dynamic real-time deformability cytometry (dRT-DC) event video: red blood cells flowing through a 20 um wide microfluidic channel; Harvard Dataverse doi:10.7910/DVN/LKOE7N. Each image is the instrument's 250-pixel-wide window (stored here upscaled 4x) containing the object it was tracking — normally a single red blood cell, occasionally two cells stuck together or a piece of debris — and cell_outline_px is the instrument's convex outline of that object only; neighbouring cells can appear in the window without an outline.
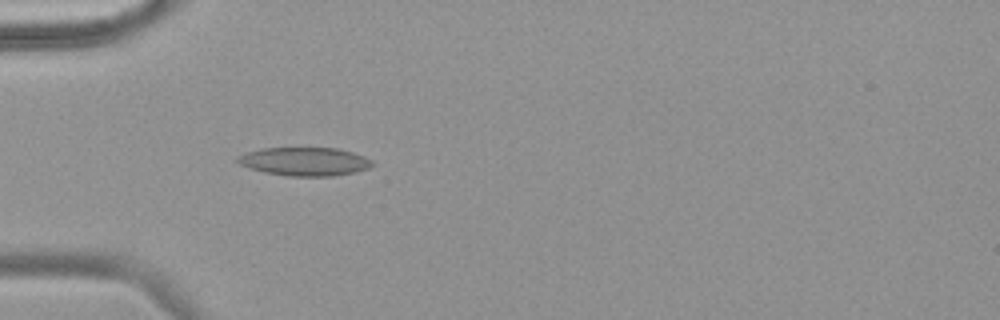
{"species": "common noctule bat (a hibernating species)", "species_latin": "Nyctalus noctula", "temperature_condition": "warm", "stored_images_in_passage": 56, "camera_frame_rate_fps": 3000, "um_per_image_px": 0.085, "animal": {"sex": "female", "body_mass_g": 18.4}, "frame": {"image": 1, "passage_image": 18, "time_ms": 5.667, "image_size_px": [1000, 320], "cell_outline_px": [[376, 164], [368, 168], [356, 172], [332, 176], [288, 176], [264, 172], [240, 164], [236, 160], [236, 156], [248, 152], [264, 148], [336, 148], [352, 152], [364, 156], [372, 160]], "centroid_in_image_um": [25.93, 13.73], "position_along_channel_um": 59.1, "area_um2": 22.25}}
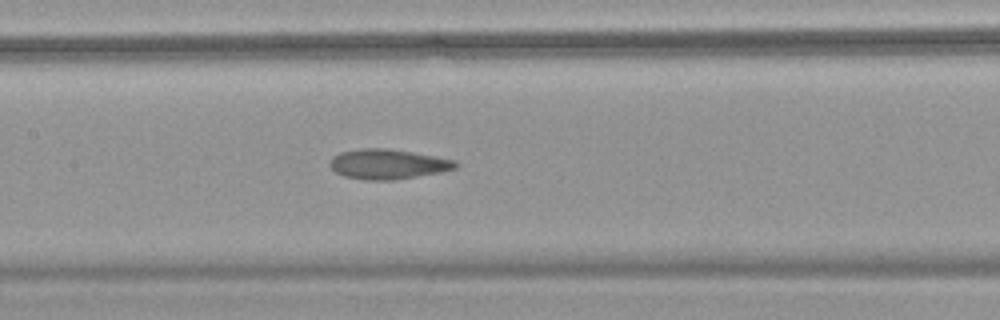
{"frame": {"image": 2, "passage_image": 28, "time_ms": 9.0, "image_size_px": [1000, 320], "cell_outline_px": [[460, 164], [456, 168], [440, 172], [392, 180], [364, 180], [344, 176], [336, 172], [328, 164], [332, 156], [340, 152], [364, 148], [388, 148], [456, 160]], "centroid_in_image_um": [32.95, 13.95], "position_along_channel_um": 174.5, "area_um2": 21.85}}
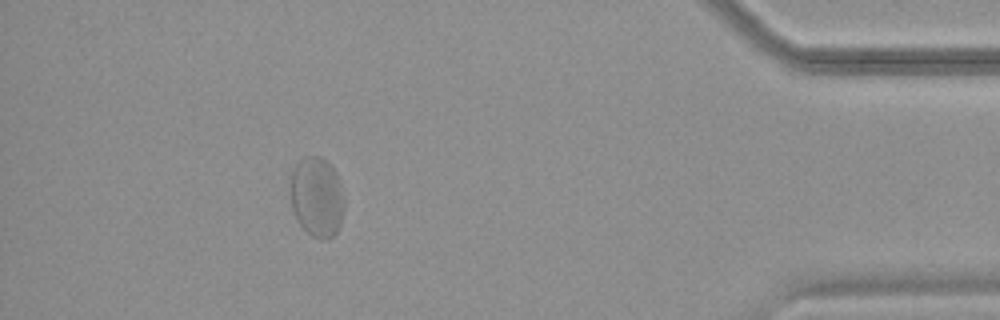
{"frame": {"image": 3, "passage_image": 51, "time_ms": 16.667, "image_size_px": [1000, 320], "cell_outline_px": [[344, 212], [340, 224], [336, 232], [332, 236], [324, 240], [320, 240], [312, 236], [300, 224], [292, 208], [292, 172], [296, 164], [304, 156], [320, 156], [336, 172], [340, 184], [344, 200]], "centroid_in_image_um": [26.96, 16.76], "position_along_channel_um": 408.2, "area_um2": 24.74}, "authors_computed_cell_mechanics": {"area_um2": 22.7154, "velocity_mm_per_s": 3.6528, "shape_relaxation_time_tau1_ms": null, "shape_relaxation_time_tau2_ms": 1.4858, "deformation_change_tau1": null, "deformation_change_tau2": 0.0757}}